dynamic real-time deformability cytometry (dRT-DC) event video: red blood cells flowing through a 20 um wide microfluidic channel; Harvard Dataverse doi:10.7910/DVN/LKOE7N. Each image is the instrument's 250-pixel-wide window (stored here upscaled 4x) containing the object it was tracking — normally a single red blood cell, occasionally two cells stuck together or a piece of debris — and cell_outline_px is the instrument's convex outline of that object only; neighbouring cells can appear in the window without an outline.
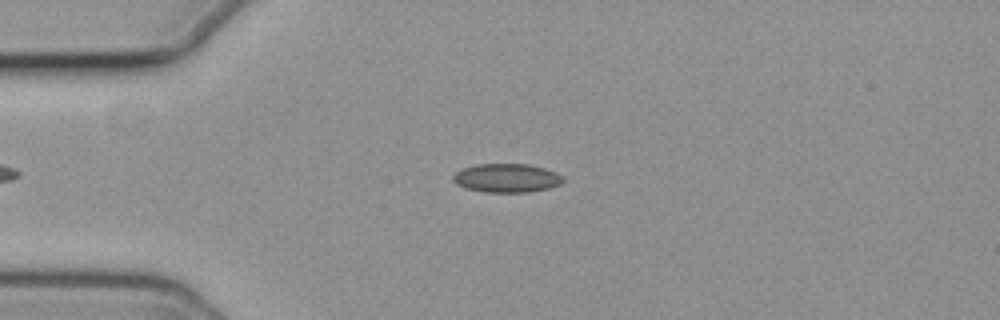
{"species": "common noctule bat (a hibernating species)", "species_latin": "Nyctalus noctula", "temperature_condition": "cold", "stored_images_in_passage": 49, "camera_frame_rate_fps": 3000, "um_per_image_px": 0.085, "animal": {"sex": "female", "body_mass_g": 19.3, "forearm_length_mm": 54.1}, "frame": {"image": 1, "passage_image": 7, "time_ms": 2.0, "image_size_px": [1000, 320], "cell_outline_px": [[564, 180], [560, 184], [548, 188], [528, 192], [484, 192], [464, 188], [456, 184], [452, 180], [452, 176], [456, 172], [464, 168], [476, 164], [528, 164], [544, 168], [556, 172]], "centroid_in_image_um": [43.03, 15.13], "position_along_channel_um": 42.0, "area_um2": 18.38}}
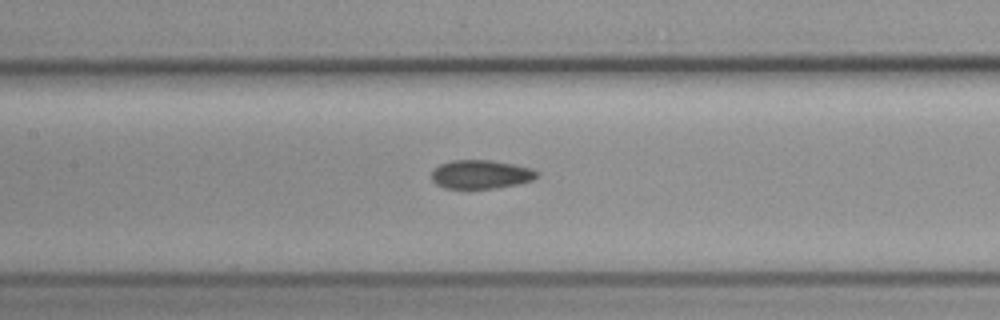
{"frame": {"image": 2, "passage_image": 19, "time_ms": 6.0, "image_size_px": [1000, 320], "cell_outline_px": [[536, 176], [532, 180], [520, 184], [496, 188], [444, 188], [436, 184], [432, 180], [432, 172], [440, 164], [452, 160], [492, 160], [532, 168], [536, 172]], "centroid_in_image_um": [40.86, 14.82], "position_along_channel_um": 166.5, "area_um2": 17.51}}
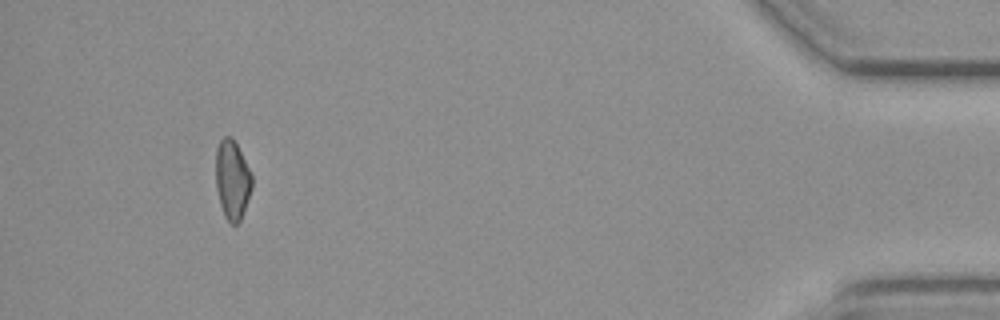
{"frame": {"image": 3, "passage_image": 45, "time_ms": 14.667, "image_size_px": [1000, 320], "cell_outline_px": [[252, 188], [240, 220], [236, 224], [232, 224], [224, 216], [220, 204], [216, 188], [216, 148], [220, 140], [224, 136], [232, 136], [252, 176]], "centroid_in_image_um": [19.72, 15.27], "position_along_channel_um": 415.5, "area_um2": 16.47}, "authors_computed_cell_mechanics": {"area_um2": 17.7446, "velocity_mm_per_s": 3.7219, "shape_relaxation_time_tau1_ms": null, "shape_relaxation_time_tau2_ms": 4.5756, "deformation_change_tau1": null, "deformation_change_tau2": 0.0935}}